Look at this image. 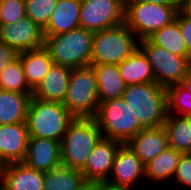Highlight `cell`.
Returning <instances> with one entry per match:
<instances>
[{"mask_svg": "<svg viewBox=\"0 0 191 190\" xmlns=\"http://www.w3.org/2000/svg\"><path fill=\"white\" fill-rule=\"evenodd\" d=\"M122 99L144 129L163 126L167 116L165 87L156 82L129 85Z\"/></svg>", "mask_w": 191, "mask_h": 190, "instance_id": "1", "label": "cell"}, {"mask_svg": "<svg viewBox=\"0 0 191 190\" xmlns=\"http://www.w3.org/2000/svg\"><path fill=\"white\" fill-rule=\"evenodd\" d=\"M103 135L94 118H75L60 142L63 166L81 170Z\"/></svg>", "mask_w": 191, "mask_h": 190, "instance_id": "2", "label": "cell"}, {"mask_svg": "<svg viewBox=\"0 0 191 190\" xmlns=\"http://www.w3.org/2000/svg\"><path fill=\"white\" fill-rule=\"evenodd\" d=\"M94 32L77 28L45 37L44 48L54 64L71 69L90 66Z\"/></svg>", "mask_w": 191, "mask_h": 190, "instance_id": "3", "label": "cell"}, {"mask_svg": "<svg viewBox=\"0 0 191 190\" xmlns=\"http://www.w3.org/2000/svg\"><path fill=\"white\" fill-rule=\"evenodd\" d=\"M75 117L60 102L31 97L26 124L29 137L60 141Z\"/></svg>", "mask_w": 191, "mask_h": 190, "instance_id": "4", "label": "cell"}, {"mask_svg": "<svg viewBox=\"0 0 191 190\" xmlns=\"http://www.w3.org/2000/svg\"><path fill=\"white\" fill-rule=\"evenodd\" d=\"M138 42L125 23L94 32L91 64L118 65L138 48Z\"/></svg>", "mask_w": 191, "mask_h": 190, "instance_id": "5", "label": "cell"}, {"mask_svg": "<svg viewBox=\"0 0 191 190\" xmlns=\"http://www.w3.org/2000/svg\"><path fill=\"white\" fill-rule=\"evenodd\" d=\"M103 138L126 144L139 131L144 129L122 98L100 102L93 117Z\"/></svg>", "mask_w": 191, "mask_h": 190, "instance_id": "6", "label": "cell"}, {"mask_svg": "<svg viewBox=\"0 0 191 190\" xmlns=\"http://www.w3.org/2000/svg\"><path fill=\"white\" fill-rule=\"evenodd\" d=\"M174 4H153L133 0L125 6V24L138 41L172 23L179 12Z\"/></svg>", "mask_w": 191, "mask_h": 190, "instance_id": "7", "label": "cell"}, {"mask_svg": "<svg viewBox=\"0 0 191 190\" xmlns=\"http://www.w3.org/2000/svg\"><path fill=\"white\" fill-rule=\"evenodd\" d=\"M63 105L75 118H93L99 106L98 87L90 66L71 70Z\"/></svg>", "mask_w": 191, "mask_h": 190, "instance_id": "8", "label": "cell"}, {"mask_svg": "<svg viewBox=\"0 0 191 190\" xmlns=\"http://www.w3.org/2000/svg\"><path fill=\"white\" fill-rule=\"evenodd\" d=\"M138 47L148 58L155 82L165 88L179 84L191 68V62L186 57L173 54L148 39L140 40Z\"/></svg>", "mask_w": 191, "mask_h": 190, "instance_id": "9", "label": "cell"}, {"mask_svg": "<svg viewBox=\"0 0 191 190\" xmlns=\"http://www.w3.org/2000/svg\"><path fill=\"white\" fill-rule=\"evenodd\" d=\"M142 180L145 181V164L122 144L115 154L110 176L101 186L105 190H143L139 187Z\"/></svg>", "mask_w": 191, "mask_h": 190, "instance_id": "10", "label": "cell"}, {"mask_svg": "<svg viewBox=\"0 0 191 190\" xmlns=\"http://www.w3.org/2000/svg\"><path fill=\"white\" fill-rule=\"evenodd\" d=\"M80 27L92 32L125 22V6L119 0H80Z\"/></svg>", "mask_w": 191, "mask_h": 190, "instance_id": "11", "label": "cell"}, {"mask_svg": "<svg viewBox=\"0 0 191 190\" xmlns=\"http://www.w3.org/2000/svg\"><path fill=\"white\" fill-rule=\"evenodd\" d=\"M44 40L43 29L27 16L16 23L0 25V42L17 53L41 48Z\"/></svg>", "mask_w": 191, "mask_h": 190, "instance_id": "12", "label": "cell"}, {"mask_svg": "<svg viewBox=\"0 0 191 190\" xmlns=\"http://www.w3.org/2000/svg\"><path fill=\"white\" fill-rule=\"evenodd\" d=\"M121 145L119 141L102 138L80 170L84 179L89 183L102 185L110 176L115 154Z\"/></svg>", "mask_w": 191, "mask_h": 190, "instance_id": "13", "label": "cell"}, {"mask_svg": "<svg viewBox=\"0 0 191 190\" xmlns=\"http://www.w3.org/2000/svg\"><path fill=\"white\" fill-rule=\"evenodd\" d=\"M28 140L26 123L0 125V166L23 162Z\"/></svg>", "mask_w": 191, "mask_h": 190, "instance_id": "14", "label": "cell"}, {"mask_svg": "<svg viewBox=\"0 0 191 190\" xmlns=\"http://www.w3.org/2000/svg\"><path fill=\"white\" fill-rule=\"evenodd\" d=\"M60 151V141L29 137L23 163L31 169L48 172L62 165Z\"/></svg>", "mask_w": 191, "mask_h": 190, "instance_id": "15", "label": "cell"}, {"mask_svg": "<svg viewBox=\"0 0 191 190\" xmlns=\"http://www.w3.org/2000/svg\"><path fill=\"white\" fill-rule=\"evenodd\" d=\"M44 172L23 162L0 166V186L4 190H43Z\"/></svg>", "mask_w": 191, "mask_h": 190, "instance_id": "16", "label": "cell"}, {"mask_svg": "<svg viewBox=\"0 0 191 190\" xmlns=\"http://www.w3.org/2000/svg\"><path fill=\"white\" fill-rule=\"evenodd\" d=\"M126 145L144 164L169 147L167 132L163 126L142 129Z\"/></svg>", "mask_w": 191, "mask_h": 190, "instance_id": "17", "label": "cell"}, {"mask_svg": "<svg viewBox=\"0 0 191 190\" xmlns=\"http://www.w3.org/2000/svg\"><path fill=\"white\" fill-rule=\"evenodd\" d=\"M181 154L182 153L179 151L168 147L165 151L158 154L153 160L145 164L144 184L148 186L154 184V188H151V190L155 189V185L157 188H160L161 185V189L162 186L163 188L164 186L165 188L166 186L168 187L169 183H172V179L176 173ZM146 182L149 183L147 184ZM165 183H168V185Z\"/></svg>", "mask_w": 191, "mask_h": 190, "instance_id": "18", "label": "cell"}, {"mask_svg": "<svg viewBox=\"0 0 191 190\" xmlns=\"http://www.w3.org/2000/svg\"><path fill=\"white\" fill-rule=\"evenodd\" d=\"M71 70L69 67L53 63L40 84L33 90L32 97L63 103Z\"/></svg>", "mask_w": 191, "mask_h": 190, "instance_id": "19", "label": "cell"}, {"mask_svg": "<svg viewBox=\"0 0 191 190\" xmlns=\"http://www.w3.org/2000/svg\"><path fill=\"white\" fill-rule=\"evenodd\" d=\"M80 0H57L44 36L59 35L80 28Z\"/></svg>", "mask_w": 191, "mask_h": 190, "instance_id": "20", "label": "cell"}, {"mask_svg": "<svg viewBox=\"0 0 191 190\" xmlns=\"http://www.w3.org/2000/svg\"><path fill=\"white\" fill-rule=\"evenodd\" d=\"M93 69L98 87L99 103L110 99L122 98L126 84L117 65L90 64Z\"/></svg>", "mask_w": 191, "mask_h": 190, "instance_id": "21", "label": "cell"}, {"mask_svg": "<svg viewBox=\"0 0 191 190\" xmlns=\"http://www.w3.org/2000/svg\"><path fill=\"white\" fill-rule=\"evenodd\" d=\"M18 57L22 62L26 82L34 90L48 73L54 62L44 47L20 52Z\"/></svg>", "mask_w": 191, "mask_h": 190, "instance_id": "22", "label": "cell"}, {"mask_svg": "<svg viewBox=\"0 0 191 190\" xmlns=\"http://www.w3.org/2000/svg\"><path fill=\"white\" fill-rule=\"evenodd\" d=\"M117 66L126 86L155 82L148 58L139 47Z\"/></svg>", "mask_w": 191, "mask_h": 190, "instance_id": "23", "label": "cell"}, {"mask_svg": "<svg viewBox=\"0 0 191 190\" xmlns=\"http://www.w3.org/2000/svg\"><path fill=\"white\" fill-rule=\"evenodd\" d=\"M32 94L0 90V125L26 123Z\"/></svg>", "mask_w": 191, "mask_h": 190, "instance_id": "24", "label": "cell"}, {"mask_svg": "<svg viewBox=\"0 0 191 190\" xmlns=\"http://www.w3.org/2000/svg\"><path fill=\"white\" fill-rule=\"evenodd\" d=\"M163 127L169 148L182 154L191 153V117L167 114Z\"/></svg>", "mask_w": 191, "mask_h": 190, "instance_id": "25", "label": "cell"}, {"mask_svg": "<svg viewBox=\"0 0 191 190\" xmlns=\"http://www.w3.org/2000/svg\"><path fill=\"white\" fill-rule=\"evenodd\" d=\"M86 183L80 170L60 165L44 172L43 190H80Z\"/></svg>", "mask_w": 191, "mask_h": 190, "instance_id": "26", "label": "cell"}, {"mask_svg": "<svg viewBox=\"0 0 191 190\" xmlns=\"http://www.w3.org/2000/svg\"><path fill=\"white\" fill-rule=\"evenodd\" d=\"M147 39L152 44L161 46L173 54L186 57L191 62V54L188 52L176 20L154 32Z\"/></svg>", "mask_w": 191, "mask_h": 190, "instance_id": "27", "label": "cell"}, {"mask_svg": "<svg viewBox=\"0 0 191 190\" xmlns=\"http://www.w3.org/2000/svg\"><path fill=\"white\" fill-rule=\"evenodd\" d=\"M0 90L33 94V90L26 82L22 62L19 57L9 63L0 72Z\"/></svg>", "mask_w": 191, "mask_h": 190, "instance_id": "28", "label": "cell"}, {"mask_svg": "<svg viewBox=\"0 0 191 190\" xmlns=\"http://www.w3.org/2000/svg\"><path fill=\"white\" fill-rule=\"evenodd\" d=\"M167 114L191 117V94L180 84L166 88Z\"/></svg>", "mask_w": 191, "mask_h": 190, "instance_id": "29", "label": "cell"}, {"mask_svg": "<svg viewBox=\"0 0 191 190\" xmlns=\"http://www.w3.org/2000/svg\"><path fill=\"white\" fill-rule=\"evenodd\" d=\"M57 0H25V12L34 23L44 29L53 13Z\"/></svg>", "mask_w": 191, "mask_h": 190, "instance_id": "30", "label": "cell"}, {"mask_svg": "<svg viewBox=\"0 0 191 190\" xmlns=\"http://www.w3.org/2000/svg\"><path fill=\"white\" fill-rule=\"evenodd\" d=\"M25 16V0H0L1 25L16 23Z\"/></svg>", "mask_w": 191, "mask_h": 190, "instance_id": "31", "label": "cell"}, {"mask_svg": "<svg viewBox=\"0 0 191 190\" xmlns=\"http://www.w3.org/2000/svg\"><path fill=\"white\" fill-rule=\"evenodd\" d=\"M172 182V185H169L172 187L167 188L168 190H191V153L181 154Z\"/></svg>", "mask_w": 191, "mask_h": 190, "instance_id": "32", "label": "cell"}, {"mask_svg": "<svg viewBox=\"0 0 191 190\" xmlns=\"http://www.w3.org/2000/svg\"><path fill=\"white\" fill-rule=\"evenodd\" d=\"M175 20L179 24L182 37L187 45L188 52L191 54V18L187 17L181 10H179Z\"/></svg>", "mask_w": 191, "mask_h": 190, "instance_id": "33", "label": "cell"}, {"mask_svg": "<svg viewBox=\"0 0 191 190\" xmlns=\"http://www.w3.org/2000/svg\"><path fill=\"white\" fill-rule=\"evenodd\" d=\"M18 57V53L8 45L0 42V72Z\"/></svg>", "mask_w": 191, "mask_h": 190, "instance_id": "34", "label": "cell"}, {"mask_svg": "<svg viewBox=\"0 0 191 190\" xmlns=\"http://www.w3.org/2000/svg\"><path fill=\"white\" fill-rule=\"evenodd\" d=\"M179 84L191 94V68Z\"/></svg>", "mask_w": 191, "mask_h": 190, "instance_id": "35", "label": "cell"}, {"mask_svg": "<svg viewBox=\"0 0 191 190\" xmlns=\"http://www.w3.org/2000/svg\"><path fill=\"white\" fill-rule=\"evenodd\" d=\"M102 186L97 183L87 182L80 190H101Z\"/></svg>", "mask_w": 191, "mask_h": 190, "instance_id": "36", "label": "cell"}, {"mask_svg": "<svg viewBox=\"0 0 191 190\" xmlns=\"http://www.w3.org/2000/svg\"><path fill=\"white\" fill-rule=\"evenodd\" d=\"M180 10L189 18H191V0H188Z\"/></svg>", "mask_w": 191, "mask_h": 190, "instance_id": "37", "label": "cell"}, {"mask_svg": "<svg viewBox=\"0 0 191 190\" xmlns=\"http://www.w3.org/2000/svg\"><path fill=\"white\" fill-rule=\"evenodd\" d=\"M141 2H148L153 4H173L171 0H136Z\"/></svg>", "mask_w": 191, "mask_h": 190, "instance_id": "38", "label": "cell"}, {"mask_svg": "<svg viewBox=\"0 0 191 190\" xmlns=\"http://www.w3.org/2000/svg\"><path fill=\"white\" fill-rule=\"evenodd\" d=\"M188 0H171V2L177 6L179 9L187 2Z\"/></svg>", "mask_w": 191, "mask_h": 190, "instance_id": "39", "label": "cell"}, {"mask_svg": "<svg viewBox=\"0 0 191 190\" xmlns=\"http://www.w3.org/2000/svg\"><path fill=\"white\" fill-rule=\"evenodd\" d=\"M119 1L122 2L124 6H126L129 2L133 0H119Z\"/></svg>", "mask_w": 191, "mask_h": 190, "instance_id": "40", "label": "cell"}]
</instances>
